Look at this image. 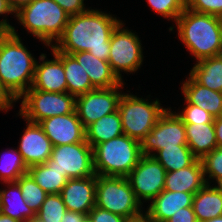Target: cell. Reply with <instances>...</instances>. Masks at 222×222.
Masks as SVG:
<instances>
[{
  "mask_svg": "<svg viewBox=\"0 0 222 222\" xmlns=\"http://www.w3.org/2000/svg\"><path fill=\"white\" fill-rule=\"evenodd\" d=\"M118 17L99 9L71 15L62 37L54 47L64 53L88 51L100 60L108 61L110 38L122 22Z\"/></svg>",
  "mask_w": 222,
  "mask_h": 222,
  "instance_id": "cell-1",
  "label": "cell"
},
{
  "mask_svg": "<svg viewBox=\"0 0 222 222\" xmlns=\"http://www.w3.org/2000/svg\"><path fill=\"white\" fill-rule=\"evenodd\" d=\"M175 23L169 31L177 27L180 42L196 62L222 55V18L185 8Z\"/></svg>",
  "mask_w": 222,
  "mask_h": 222,
  "instance_id": "cell-2",
  "label": "cell"
},
{
  "mask_svg": "<svg viewBox=\"0 0 222 222\" xmlns=\"http://www.w3.org/2000/svg\"><path fill=\"white\" fill-rule=\"evenodd\" d=\"M36 61L15 27L3 36L0 41V82L16 101L31 88Z\"/></svg>",
  "mask_w": 222,
  "mask_h": 222,
  "instance_id": "cell-3",
  "label": "cell"
},
{
  "mask_svg": "<svg viewBox=\"0 0 222 222\" xmlns=\"http://www.w3.org/2000/svg\"><path fill=\"white\" fill-rule=\"evenodd\" d=\"M14 17L35 39L51 47L62 37L70 15L53 0H34Z\"/></svg>",
  "mask_w": 222,
  "mask_h": 222,
  "instance_id": "cell-4",
  "label": "cell"
},
{
  "mask_svg": "<svg viewBox=\"0 0 222 222\" xmlns=\"http://www.w3.org/2000/svg\"><path fill=\"white\" fill-rule=\"evenodd\" d=\"M141 156L140 142L122 134L93 147L95 174L127 177Z\"/></svg>",
  "mask_w": 222,
  "mask_h": 222,
  "instance_id": "cell-5",
  "label": "cell"
},
{
  "mask_svg": "<svg viewBox=\"0 0 222 222\" xmlns=\"http://www.w3.org/2000/svg\"><path fill=\"white\" fill-rule=\"evenodd\" d=\"M123 92L118 104L124 134L141 141L155 126L161 114L167 109L161 106L157 98L149 101L146 98Z\"/></svg>",
  "mask_w": 222,
  "mask_h": 222,
  "instance_id": "cell-6",
  "label": "cell"
},
{
  "mask_svg": "<svg viewBox=\"0 0 222 222\" xmlns=\"http://www.w3.org/2000/svg\"><path fill=\"white\" fill-rule=\"evenodd\" d=\"M95 206L121 215L136 216L145 208L136 199L127 177L96 175Z\"/></svg>",
  "mask_w": 222,
  "mask_h": 222,
  "instance_id": "cell-7",
  "label": "cell"
},
{
  "mask_svg": "<svg viewBox=\"0 0 222 222\" xmlns=\"http://www.w3.org/2000/svg\"><path fill=\"white\" fill-rule=\"evenodd\" d=\"M18 101L21 103L17 115L33 123L52 116L70 114L75 111L76 105V97L68 92H45L36 89L27 90Z\"/></svg>",
  "mask_w": 222,
  "mask_h": 222,
  "instance_id": "cell-8",
  "label": "cell"
},
{
  "mask_svg": "<svg viewBox=\"0 0 222 222\" xmlns=\"http://www.w3.org/2000/svg\"><path fill=\"white\" fill-rule=\"evenodd\" d=\"M126 28V29H125ZM136 32L125 27L122 21L113 31L110 38L108 62L117 77L123 80L122 73L137 72L143 64V47Z\"/></svg>",
  "mask_w": 222,
  "mask_h": 222,
  "instance_id": "cell-9",
  "label": "cell"
},
{
  "mask_svg": "<svg viewBox=\"0 0 222 222\" xmlns=\"http://www.w3.org/2000/svg\"><path fill=\"white\" fill-rule=\"evenodd\" d=\"M47 162L60 170L67 179L95 175L93 148L86 141L54 146Z\"/></svg>",
  "mask_w": 222,
  "mask_h": 222,
  "instance_id": "cell-10",
  "label": "cell"
},
{
  "mask_svg": "<svg viewBox=\"0 0 222 222\" xmlns=\"http://www.w3.org/2000/svg\"><path fill=\"white\" fill-rule=\"evenodd\" d=\"M176 145H187L186 129L176 112L167 107L153 129L140 141L141 153L153 156L158 150Z\"/></svg>",
  "mask_w": 222,
  "mask_h": 222,
  "instance_id": "cell-11",
  "label": "cell"
},
{
  "mask_svg": "<svg viewBox=\"0 0 222 222\" xmlns=\"http://www.w3.org/2000/svg\"><path fill=\"white\" fill-rule=\"evenodd\" d=\"M124 85L125 82H122L118 86L96 88L85 94L76 96L75 110L85 128L101 117L118 110Z\"/></svg>",
  "mask_w": 222,
  "mask_h": 222,
  "instance_id": "cell-12",
  "label": "cell"
},
{
  "mask_svg": "<svg viewBox=\"0 0 222 222\" xmlns=\"http://www.w3.org/2000/svg\"><path fill=\"white\" fill-rule=\"evenodd\" d=\"M165 175V168L153 156H141L127 179L142 206L164 190Z\"/></svg>",
  "mask_w": 222,
  "mask_h": 222,
  "instance_id": "cell-13",
  "label": "cell"
},
{
  "mask_svg": "<svg viewBox=\"0 0 222 222\" xmlns=\"http://www.w3.org/2000/svg\"><path fill=\"white\" fill-rule=\"evenodd\" d=\"M38 124L53 147L86 141L85 127L81 123L76 110L70 114L46 118Z\"/></svg>",
  "mask_w": 222,
  "mask_h": 222,
  "instance_id": "cell-14",
  "label": "cell"
},
{
  "mask_svg": "<svg viewBox=\"0 0 222 222\" xmlns=\"http://www.w3.org/2000/svg\"><path fill=\"white\" fill-rule=\"evenodd\" d=\"M24 121L26 128L20 138L17 150L29 168L33 165L45 163L51 157L53 146L38 123Z\"/></svg>",
  "mask_w": 222,
  "mask_h": 222,
  "instance_id": "cell-15",
  "label": "cell"
},
{
  "mask_svg": "<svg viewBox=\"0 0 222 222\" xmlns=\"http://www.w3.org/2000/svg\"><path fill=\"white\" fill-rule=\"evenodd\" d=\"M96 174L85 178L68 179L60 192L67 211L88 215L95 207Z\"/></svg>",
  "mask_w": 222,
  "mask_h": 222,
  "instance_id": "cell-16",
  "label": "cell"
},
{
  "mask_svg": "<svg viewBox=\"0 0 222 222\" xmlns=\"http://www.w3.org/2000/svg\"><path fill=\"white\" fill-rule=\"evenodd\" d=\"M53 59L42 53L36 61L34 78L30 89L45 92H67L63 62L52 52Z\"/></svg>",
  "mask_w": 222,
  "mask_h": 222,
  "instance_id": "cell-17",
  "label": "cell"
},
{
  "mask_svg": "<svg viewBox=\"0 0 222 222\" xmlns=\"http://www.w3.org/2000/svg\"><path fill=\"white\" fill-rule=\"evenodd\" d=\"M194 193L163 190L144 210L151 222H166L181 208L192 207Z\"/></svg>",
  "mask_w": 222,
  "mask_h": 222,
  "instance_id": "cell-18",
  "label": "cell"
},
{
  "mask_svg": "<svg viewBox=\"0 0 222 222\" xmlns=\"http://www.w3.org/2000/svg\"><path fill=\"white\" fill-rule=\"evenodd\" d=\"M182 83L181 93L185 104H193L209 112L214 118L222 115V92L197 83L189 74Z\"/></svg>",
  "mask_w": 222,
  "mask_h": 222,
  "instance_id": "cell-19",
  "label": "cell"
},
{
  "mask_svg": "<svg viewBox=\"0 0 222 222\" xmlns=\"http://www.w3.org/2000/svg\"><path fill=\"white\" fill-rule=\"evenodd\" d=\"M207 184L201 159L190 166L173 172H166L164 190L196 193Z\"/></svg>",
  "mask_w": 222,
  "mask_h": 222,
  "instance_id": "cell-20",
  "label": "cell"
},
{
  "mask_svg": "<svg viewBox=\"0 0 222 222\" xmlns=\"http://www.w3.org/2000/svg\"><path fill=\"white\" fill-rule=\"evenodd\" d=\"M86 71L95 88H111L123 81L112 71L108 61L100 60L88 51L72 54Z\"/></svg>",
  "mask_w": 222,
  "mask_h": 222,
  "instance_id": "cell-21",
  "label": "cell"
},
{
  "mask_svg": "<svg viewBox=\"0 0 222 222\" xmlns=\"http://www.w3.org/2000/svg\"><path fill=\"white\" fill-rule=\"evenodd\" d=\"M62 62L67 82V92L75 97L96 89L86 71L72 54L58 51L54 46L49 48Z\"/></svg>",
  "mask_w": 222,
  "mask_h": 222,
  "instance_id": "cell-22",
  "label": "cell"
},
{
  "mask_svg": "<svg viewBox=\"0 0 222 222\" xmlns=\"http://www.w3.org/2000/svg\"><path fill=\"white\" fill-rule=\"evenodd\" d=\"M1 184H7L5 188H8H0L1 213L20 222L36 218V213L27 205L17 182H3Z\"/></svg>",
  "mask_w": 222,
  "mask_h": 222,
  "instance_id": "cell-23",
  "label": "cell"
},
{
  "mask_svg": "<svg viewBox=\"0 0 222 222\" xmlns=\"http://www.w3.org/2000/svg\"><path fill=\"white\" fill-rule=\"evenodd\" d=\"M186 129L187 146L197 159L217 148L214 123H184Z\"/></svg>",
  "mask_w": 222,
  "mask_h": 222,
  "instance_id": "cell-24",
  "label": "cell"
},
{
  "mask_svg": "<svg viewBox=\"0 0 222 222\" xmlns=\"http://www.w3.org/2000/svg\"><path fill=\"white\" fill-rule=\"evenodd\" d=\"M192 208L198 222L222 215V193L213 185L206 184L194 194Z\"/></svg>",
  "mask_w": 222,
  "mask_h": 222,
  "instance_id": "cell-25",
  "label": "cell"
},
{
  "mask_svg": "<svg viewBox=\"0 0 222 222\" xmlns=\"http://www.w3.org/2000/svg\"><path fill=\"white\" fill-rule=\"evenodd\" d=\"M85 132L86 142L92 148L97 144L124 134L118 110L91 123L85 128Z\"/></svg>",
  "mask_w": 222,
  "mask_h": 222,
  "instance_id": "cell-26",
  "label": "cell"
},
{
  "mask_svg": "<svg viewBox=\"0 0 222 222\" xmlns=\"http://www.w3.org/2000/svg\"><path fill=\"white\" fill-rule=\"evenodd\" d=\"M189 75L197 83L211 90L222 92V55L196 62Z\"/></svg>",
  "mask_w": 222,
  "mask_h": 222,
  "instance_id": "cell-27",
  "label": "cell"
},
{
  "mask_svg": "<svg viewBox=\"0 0 222 222\" xmlns=\"http://www.w3.org/2000/svg\"><path fill=\"white\" fill-rule=\"evenodd\" d=\"M27 173L48 194H60L68 180L60 170L52 167L47 161L30 166Z\"/></svg>",
  "mask_w": 222,
  "mask_h": 222,
  "instance_id": "cell-28",
  "label": "cell"
},
{
  "mask_svg": "<svg viewBox=\"0 0 222 222\" xmlns=\"http://www.w3.org/2000/svg\"><path fill=\"white\" fill-rule=\"evenodd\" d=\"M153 157L165 168L166 172L188 167L197 159L187 145L165 147L158 150Z\"/></svg>",
  "mask_w": 222,
  "mask_h": 222,
  "instance_id": "cell-29",
  "label": "cell"
},
{
  "mask_svg": "<svg viewBox=\"0 0 222 222\" xmlns=\"http://www.w3.org/2000/svg\"><path fill=\"white\" fill-rule=\"evenodd\" d=\"M3 153L0 156V181L16 182L20 176L27 173L28 167L16 148L8 151L6 149Z\"/></svg>",
  "mask_w": 222,
  "mask_h": 222,
  "instance_id": "cell-30",
  "label": "cell"
},
{
  "mask_svg": "<svg viewBox=\"0 0 222 222\" xmlns=\"http://www.w3.org/2000/svg\"><path fill=\"white\" fill-rule=\"evenodd\" d=\"M16 182L20 186L22 196L27 205L37 213L48 193L45 192L28 173L20 176Z\"/></svg>",
  "mask_w": 222,
  "mask_h": 222,
  "instance_id": "cell-31",
  "label": "cell"
},
{
  "mask_svg": "<svg viewBox=\"0 0 222 222\" xmlns=\"http://www.w3.org/2000/svg\"><path fill=\"white\" fill-rule=\"evenodd\" d=\"M67 208L60 194H48L36 213L39 222H61Z\"/></svg>",
  "mask_w": 222,
  "mask_h": 222,
  "instance_id": "cell-32",
  "label": "cell"
},
{
  "mask_svg": "<svg viewBox=\"0 0 222 222\" xmlns=\"http://www.w3.org/2000/svg\"><path fill=\"white\" fill-rule=\"evenodd\" d=\"M154 13L168 21H175L186 8V0H146Z\"/></svg>",
  "mask_w": 222,
  "mask_h": 222,
  "instance_id": "cell-33",
  "label": "cell"
},
{
  "mask_svg": "<svg viewBox=\"0 0 222 222\" xmlns=\"http://www.w3.org/2000/svg\"><path fill=\"white\" fill-rule=\"evenodd\" d=\"M204 176L207 184L215 180L214 184L222 178V148L217 147L201 159Z\"/></svg>",
  "mask_w": 222,
  "mask_h": 222,
  "instance_id": "cell-34",
  "label": "cell"
},
{
  "mask_svg": "<svg viewBox=\"0 0 222 222\" xmlns=\"http://www.w3.org/2000/svg\"><path fill=\"white\" fill-rule=\"evenodd\" d=\"M181 110L182 111L176 112V114L181 118L183 123H214V117L197 105L186 104Z\"/></svg>",
  "mask_w": 222,
  "mask_h": 222,
  "instance_id": "cell-35",
  "label": "cell"
},
{
  "mask_svg": "<svg viewBox=\"0 0 222 222\" xmlns=\"http://www.w3.org/2000/svg\"><path fill=\"white\" fill-rule=\"evenodd\" d=\"M186 8L222 18V0H186Z\"/></svg>",
  "mask_w": 222,
  "mask_h": 222,
  "instance_id": "cell-36",
  "label": "cell"
},
{
  "mask_svg": "<svg viewBox=\"0 0 222 222\" xmlns=\"http://www.w3.org/2000/svg\"><path fill=\"white\" fill-rule=\"evenodd\" d=\"M88 216L92 219V222H124L125 217L109 212L95 206L89 211Z\"/></svg>",
  "mask_w": 222,
  "mask_h": 222,
  "instance_id": "cell-37",
  "label": "cell"
},
{
  "mask_svg": "<svg viewBox=\"0 0 222 222\" xmlns=\"http://www.w3.org/2000/svg\"><path fill=\"white\" fill-rule=\"evenodd\" d=\"M58 5L61 6V8L67 12L70 16L71 15H77L83 12H86L92 7H88L84 4V0H53Z\"/></svg>",
  "mask_w": 222,
  "mask_h": 222,
  "instance_id": "cell-38",
  "label": "cell"
},
{
  "mask_svg": "<svg viewBox=\"0 0 222 222\" xmlns=\"http://www.w3.org/2000/svg\"><path fill=\"white\" fill-rule=\"evenodd\" d=\"M166 222H198L192 207L181 208Z\"/></svg>",
  "mask_w": 222,
  "mask_h": 222,
  "instance_id": "cell-39",
  "label": "cell"
},
{
  "mask_svg": "<svg viewBox=\"0 0 222 222\" xmlns=\"http://www.w3.org/2000/svg\"><path fill=\"white\" fill-rule=\"evenodd\" d=\"M8 14H12L13 16H15L14 12L11 10L9 3L6 0H0V16H3V19L0 20V28L7 30L8 32H10L14 26H12V24H10L9 20H7Z\"/></svg>",
  "mask_w": 222,
  "mask_h": 222,
  "instance_id": "cell-40",
  "label": "cell"
},
{
  "mask_svg": "<svg viewBox=\"0 0 222 222\" xmlns=\"http://www.w3.org/2000/svg\"><path fill=\"white\" fill-rule=\"evenodd\" d=\"M17 101L7 92V90L1 85L0 82V111L6 113L14 108Z\"/></svg>",
  "mask_w": 222,
  "mask_h": 222,
  "instance_id": "cell-41",
  "label": "cell"
},
{
  "mask_svg": "<svg viewBox=\"0 0 222 222\" xmlns=\"http://www.w3.org/2000/svg\"><path fill=\"white\" fill-rule=\"evenodd\" d=\"M86 216L87 215H85V214L76 213L73 211H67L63 215L61 222H82Z\"/></svg>",
  "mask_w": 222,
  "mask_h": 222,
  "instance_id": "cell-42",
  "label": "cell"
},
{
  "mask_svg": "<svg viewBox=\"0 0 222 222\" xmlns=\"http://www.w3.org/2000/svg\"><path fill=\"white\" fill-rule=\"evenodd\" d=\"M214 127L217 145L222 148V115L214 118Z\"/></svg>",
  "mask_w": 222,
  "mask_h": 222,
  "instance_id": "cell-43",
  "label": "cell"
},
{
  "mask_svg": "<svg viewBox=\"0 0 222 222\" xmlns=\"http://www.w3.org/2000/svg\"><path fill=\"white\" fill-rule=\"evenodd\" d=\"M34 0H8L9 6L11 10L14 12H18L22 7L29 5Z\"/></svg>",
  "mask_w": 222,
  "mask_h": 222,
  "instance_id": "cell-44",
  "label": "cell"
},
{
  "mask_svg": "<svg viewBox=\"0 0 222 222\" xmlns=\"http://www.w3.org/2000/svg\"><path fill=\"white\" fill-rule=\"evenodd\" d=\"M124 222H151L144 211L136 216L125 218Z\"/></svg>",
  "mask_w": 222,
  "mask_h": 222,
  "instance_id": "cell-45",
  "label": "cell"
},
{
  "mask_svg": "<svg viewBox=\"0 0 222 222\" xmlns=\"http://www.w3.org/2000/svg\"><path fill=\"white\" fill-rule=\"evenodd\" d=\"M0 222H20L0 212Z\"/></svg>",
  "mask_w": 222,
  "mask_h": 222,
  "instance_id": "cell-46",
  "label": "cell"
},
{
  "mask_svg": "<svg viewBox=\"0 0 222 222\" xmlns=\"http://www.w3.org/2000/svg\"><path fill=\"white\" fill-rule=\"evenodd\" d=\"M204 222H222V215Z\"/></svg>",
  "mask_w": 222,
  "mask_h": 222,
  "instance_id": "cell-47",
  "label": "cell"
},
{
  "mask_svg": "<svg viewBox=\"0 0 222 222\" xmlns=\"http://www.w3.org/2000/svg\"><path fill=\"white\" fill-rule=\"evenodd\" d=\"M217 185L215 184V187L222 193V178L218 180Z\"/></svg>",
  "mask_w": 222,
  "mask_h": 222,
  "instance_id": "cell-48",
  "label": "cell"
},
{
  "mask_svg": "<svg viewBox=\"0 0 222 222\" xmlns=\"http://www.w3.org/2000/svg\"><path fill=\"white\" fill-rule=\"evenodd\" d=\"M7 32V30L0 28V41Z\"/></svg>",
  "mask_w": 222,
  "mask_h": 222,
  "instance_id": "cell-49",
  "label": "cell"
},
{
  "mask_svg": "<svg viewBox=\"0 0 222 222\" xmlns=\"http://www.w3.org/2000/svg\"><path fill=\"white\" fill-rule=\"evenodd\" d=\"M82 222H92V219L87 215Z\"/></svg>",
  "mask_w": 222,
  "mask_h": 222,
  "instance_id": "cell-50",
  "label": "cell"
},
{
  "mask_svg": "<svg viewBox=\"0 0 222 222\" xmlns=\"http://www.w3.org/2000/svg\"><path fill=\"white\" fill-rule=\"evenodd\" d=\"M22 222H39V221L36 218H34V219H27Z\"/></svg>",
  "mask_w": 222,
  "mask_h": 222,
  "instance_id": "cell-51",
  "label": "cell"
}]
</instances>
